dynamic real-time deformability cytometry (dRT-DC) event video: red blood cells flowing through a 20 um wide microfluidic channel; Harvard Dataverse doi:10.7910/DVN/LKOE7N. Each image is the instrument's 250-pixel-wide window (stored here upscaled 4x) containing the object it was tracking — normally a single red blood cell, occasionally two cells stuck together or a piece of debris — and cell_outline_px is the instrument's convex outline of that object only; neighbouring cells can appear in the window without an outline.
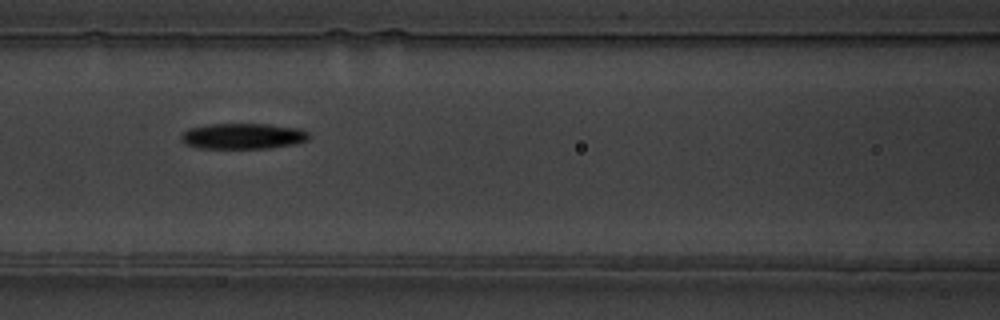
{"species": "common noctule bat (a hibernating species)", "species_latin": "Nyctalus noctula", "temperature_condition": "warm", "stored_images_in_passage": 11, "camera_frame_rate_fps": 3000, "um_per_image_px": 0.085, "animal": {"sex": "male", "body_mass_g": 19.5, "forearm_length_mm": 54.6}, "frame": {"image": 1, "passage_image": 4, "time_ms": 3.333, "image_size_px": [1000, 320], "cell_outline_px": [[308, 140], [296, 144], [268, 148], [196, 148], [180, 140], [180, 136], [188, 128], [212, 124], [268, 124], [300, 128], [308, 132]], "centroid_in_image_um": [20.66, 11.57], "position_along_channel_um": 145.9, "area_um2": 19.19}}
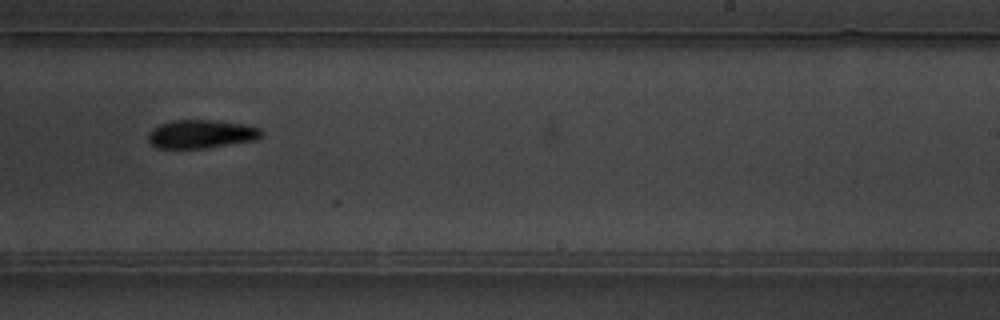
{"frame": {"image": 2, "passage_image": 7, "time_ms": 6.667, "image_size_px": [1000, 320], "cell_outline_px": [[264, 132], [256, 140], [208, 148], [156, 148], [148, 140], [148, 136], [152, 128], [160, 124], [172, 120], [216, 120], [248, 124], [260, 128]], "centroid_in_image_um": [17.14, 11.39], "position_along_channel_um": 271.9, "area_um2": 19.02}}
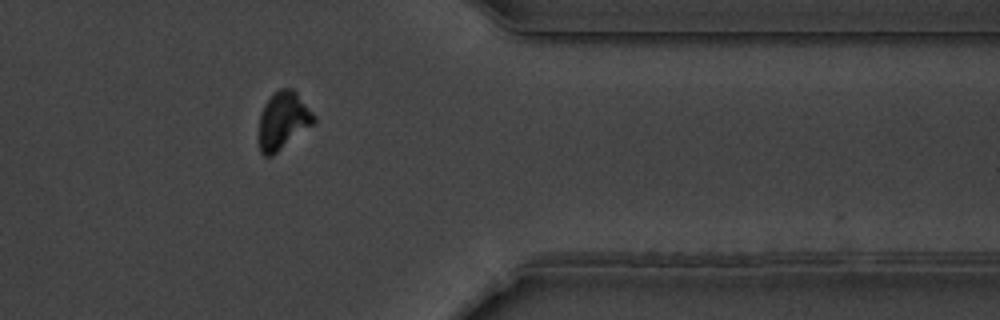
{"frame": {"image": 3, "passage_image": 10, "time_ms": 10.0, "image_size_px": [1000, 320], "cell_outline_px": [[316, 120], [312, 124], [272, 156], [264, 156], [260, 152], [260, 116], [264, 104], [272, 92], [280, 88], [292, 88], [296, 92], [316, 116]], "centroid_in_image_um": [24.05, 10.21], "position_along_channel_um": 387.3, "area_um2": 18.15}, "authors_computed_cell_mechanics": {"area_um2": 18.6694, "velocity_mm_per_s": 3.7938, "shape_relaxation_time_tau1_ms": 3.8161, "shape_relaxation_time_tau2_ms": null, "deformation_change_tau1": 0.14, "deformation_change_tau2": null}}